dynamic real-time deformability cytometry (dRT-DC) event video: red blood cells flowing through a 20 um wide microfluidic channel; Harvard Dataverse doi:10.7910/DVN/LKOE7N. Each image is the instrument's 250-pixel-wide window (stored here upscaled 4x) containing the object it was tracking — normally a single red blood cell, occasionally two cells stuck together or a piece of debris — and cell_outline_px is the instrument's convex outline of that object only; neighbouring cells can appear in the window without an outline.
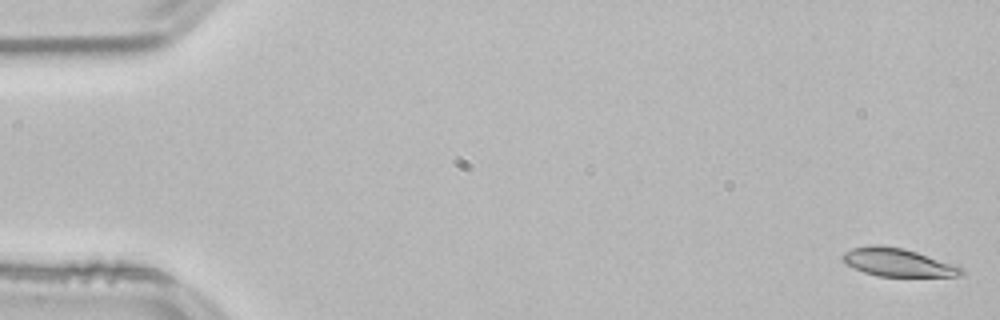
{"species": "common noctule bat (a hibernating species)", "species_latin": "Nyctalus noctula", "temperature_condition": "room temperature", "stored_images_in_passage": 14, "camera_frame_rate_fps": 3000, "um_per_image_px": 0.085, "animal": {"sex": "male", "body_mass_g": 21.5, "forearm_length_mm": 52.0}, "frame": {"image": 1, "passage_image": 1, "time_ms": 0.0, "image_size_px": [1000, 320], "cell_outline_px": [[964, 276], [876, 276], [864, 272], [840, 260], [840, 256], [844, 252], [852, 248], [876, 244], [904, 248], [960, 264], [964, 268]], "centroid_in_image_um": [76.4, 22.29], "position_along_channel_um": 8.6, "area_um2": 19.88}}